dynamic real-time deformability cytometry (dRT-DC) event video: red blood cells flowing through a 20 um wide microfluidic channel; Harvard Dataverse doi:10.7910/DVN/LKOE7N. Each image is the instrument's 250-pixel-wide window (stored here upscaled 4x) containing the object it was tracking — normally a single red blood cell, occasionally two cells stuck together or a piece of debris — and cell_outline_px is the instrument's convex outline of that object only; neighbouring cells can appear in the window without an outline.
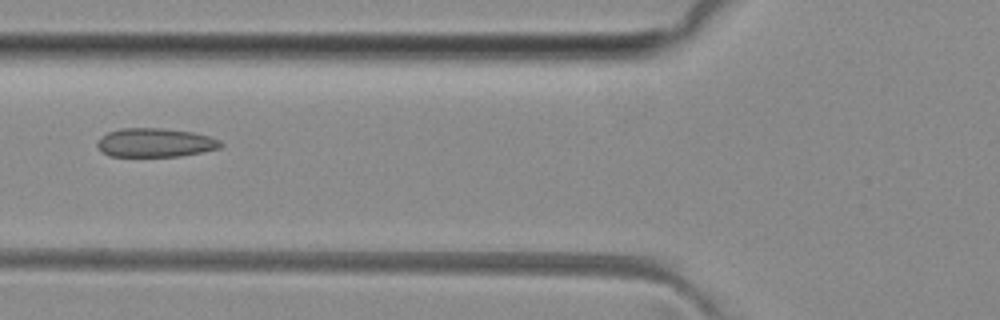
{"species": "common noctule bat (a hibernating species)", "species_latin": "Nyctalus noctula", "temperature_condition": "room temperature", "stored_images_in_passage": 3, "camera_frame_rate_fps": 3000, "um_per_image_px": 0.085, "animal": {"sex": "female", "body_mass_g": 29.2, "forearm_length_mm": 56.3}, "frame": {"image": 1, "passage_image": 2, "time_ms": 1.0, "image_size_px": [1000, 320], "cell_outline_px": [[224, 144], [220, 148], [180, 156], [108, 156], [96, 144], [100, 136], [108, 132], [120, 128], [164, 128], [192, 132], [208, 136], [220, 140]], "centroid_in_image_um": [13.18, 12.12], "position_along_channel_um": 112.6, "area_um2": 20.69}}
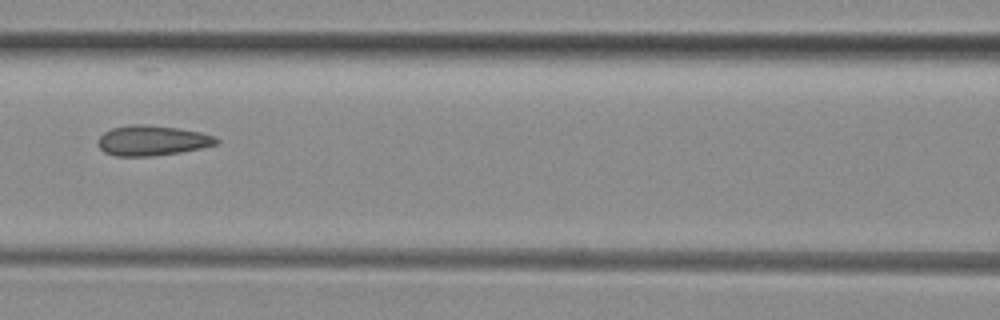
{"frame": {"image": 2, "passage_image": 3, "time_ms": 2.0, "image_size_px": [1000, 320], "cell_outline_px": [[220, 140], [216, 144], [200, 148], [180, 152], [152, 156], [112, 156], [104, 152], [96, 144], [96, 140], [104, 132], [112, 128], [132, 124], [144, 124], [176, 128], [200, 132], [212, 136]], "centroid_in_image_um": [12.86, 11.95], "position_along_channel_um": 153.7, "area_um2": 20.75}}